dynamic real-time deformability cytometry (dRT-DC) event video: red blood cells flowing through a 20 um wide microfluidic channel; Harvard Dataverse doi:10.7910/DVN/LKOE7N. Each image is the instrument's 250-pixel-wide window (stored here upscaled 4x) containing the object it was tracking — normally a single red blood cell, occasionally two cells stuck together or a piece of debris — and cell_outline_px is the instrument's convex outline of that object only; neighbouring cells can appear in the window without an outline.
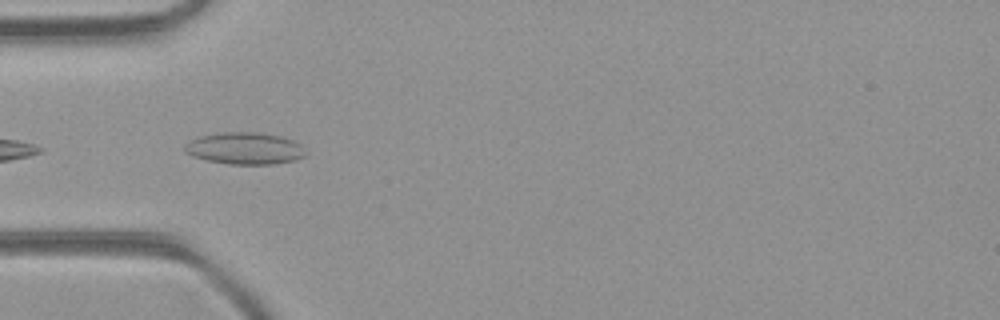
{"species": "common noctule bat (a hibernating species)", "species_latin": "Nyctalus noctula", "temperature_condition": "room temperature", "stored_images_in_passage": 2, "camera_frame_rate_fps": 3000, "um_per_image_px": 0.085, "animal": {"sex": "female", "body_mass_g": 21.9}, "frame": {"image": 1, "passage_image": 2, "time_ms": 0.333, "image_size_px": [1000, 320], "cell_outline_px": [[308, 152], [304, 156], [296, 160], [276, 164], [228, 164], [208, 160], [192, 156], [184, 152], [184, 144], [188, 140], [200, 136], [224, 132], [256, 132], [280, 136], [292, 140], [300, 144]], "centroid_in_image_um": [20.8, 12.61], "position_along_channel_um": 64.2, "area_um2": 22.66}}